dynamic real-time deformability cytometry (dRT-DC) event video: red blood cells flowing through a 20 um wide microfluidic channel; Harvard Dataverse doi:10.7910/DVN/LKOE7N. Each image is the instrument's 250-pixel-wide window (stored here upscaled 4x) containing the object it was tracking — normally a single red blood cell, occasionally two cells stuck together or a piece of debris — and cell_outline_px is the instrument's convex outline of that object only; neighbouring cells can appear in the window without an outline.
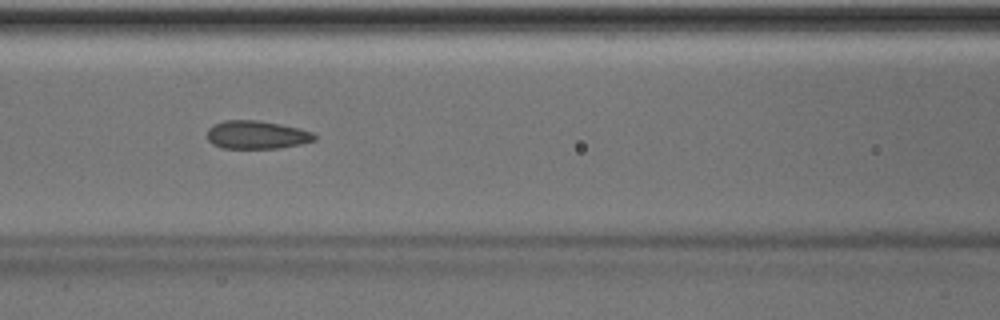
{"species": "Egyptian fruit bat (a non-hibernating species)", "species_latin": "Rousettus aegyptiacus", "temperature_condition": "room temperature", "stored_images_in_passage": 50, "camera_frame_rate_fps": 3000, "um_per_image_px": 0.085, "animal": {"sex": "male"}, "frame": {"image": 1, "passage_image": 22, "time_ms": 7.0, "image_size_px": [1000, 320], "cell_outline_px": [[316, 140], [300, 144], [280, 148], [220, 148], [212, 144], [208, 140], [208, 128], [212, 124], [224, 120], [256, 120], [280, 124], [312, 132], [316, 136]], "centroid_in_image_um": [21.78, 11.46], "position_along_channel_um": 144.8, "area_um2": 17.63}}
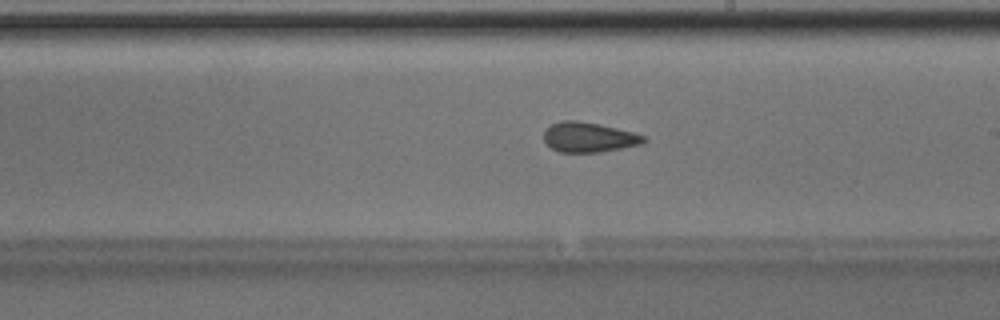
{"frame": {"image": 2, "passage_image": 29, "time_ms": 9.333, "image_size_px": [1000, 320], "cell_outline_px": [[648, 140], [644, 144], [600, 152], [560, 152], [552, 148], [544, 140], [544, 132], [552, 124], [560, 120], [580, 120], [600, 124], [632, 132], [644, 136]], "centroid_in_image_um": [50.07, 11.66], "position_along_channel_um": 238.9, "area_um2": 17.46}}
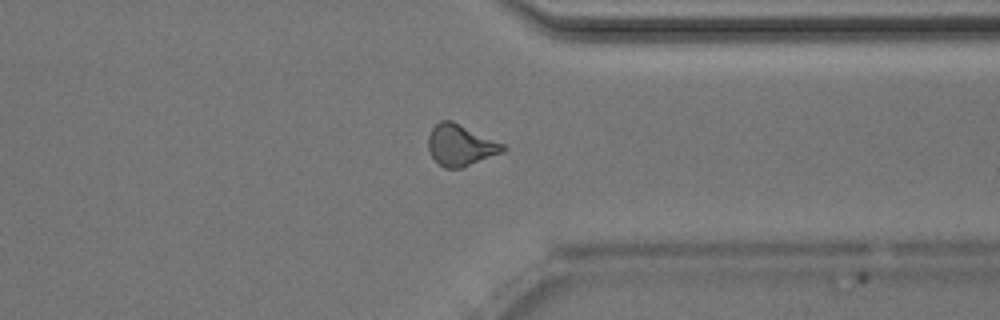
{"frame": {"image": 3, "passage_image": 39, "time_ms": 12.667, "image_size_px": [1000, 320], "cell_outline_px": [[504, 148], [500, 152], [464, 168], [444, 168], [432, 156], [428, 148], [428, 136], [432, 128], [440, 120], [452, 120], [504, 144]], "centroid_in_image_um": [39.1, 12.33], "position_along_channel_um": 372.3, "area_um2": 17.69}, "authors_computed_cell_mechanics": {"area_um2": 17.8602, "velocity_mm_per_s": 4.0505, "shape_relaxation_time_tau1_ms": null, "shape_relaxation_time_tau2_ms": 1.8448, "deformation_change_tau1": null, "deformation_change_tau2": 0.0755}}